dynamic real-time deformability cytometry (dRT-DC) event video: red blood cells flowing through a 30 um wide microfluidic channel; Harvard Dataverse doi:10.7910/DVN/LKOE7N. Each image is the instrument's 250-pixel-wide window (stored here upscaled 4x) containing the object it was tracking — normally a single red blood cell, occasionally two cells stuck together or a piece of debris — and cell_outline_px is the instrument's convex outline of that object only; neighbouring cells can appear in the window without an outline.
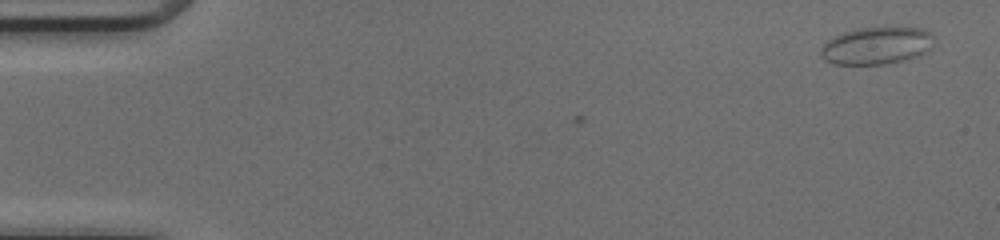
{"species": "common noctule bat (a hibernating species)", "species_latin": "Nyctalus noctula", "temperature_condition": "cold", "stored_images_in_passage": 5, "camera_frame_rate_fps": 3000, "um_per_image_px": 0.085, "animal": {"sex": "female", "body_mass_g": 17.0, "forearm_length_mm": 48.0}, "frame": {"image": 1, "passage_image": 5, "time_ms": 1.333, "image_size_px": [1000, 240], "cell_outline_px": [[932, 48], [916, 56], [884, 64], [832, 64], [824, 60], [820, 56], [820, 52], [824, 44], [828, 40], [844, 32], [860, 28], [924, 28], [932, 36]], "centroid_in_image_um": [74.47, 3.89], "position_along_channel_um": 10.5, "area_um2": 24.16}}